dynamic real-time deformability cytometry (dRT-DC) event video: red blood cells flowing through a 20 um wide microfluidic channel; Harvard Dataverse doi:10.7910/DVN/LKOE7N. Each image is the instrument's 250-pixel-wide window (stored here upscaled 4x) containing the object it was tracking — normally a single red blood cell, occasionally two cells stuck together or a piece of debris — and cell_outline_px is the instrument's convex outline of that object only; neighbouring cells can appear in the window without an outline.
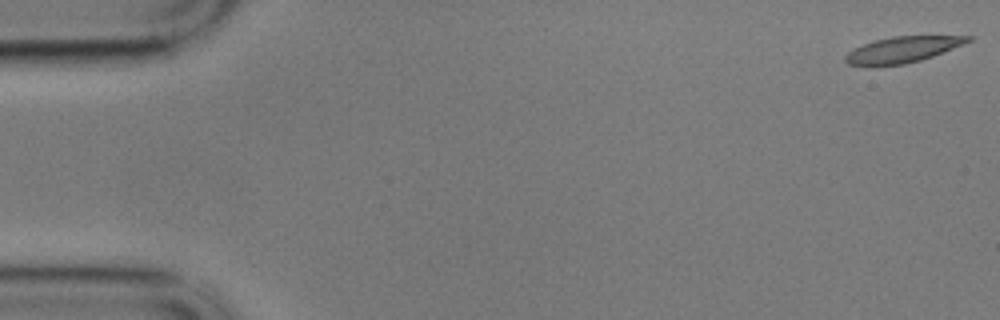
{"species": "common noctule bat (a hibernating species)", "species_latin": "Nyctalus noctula", "temperature_condition": "cold", "stored_images_in_passage": 53, "camera_frame_rate_fps": 3000, "um_per_image_px": 0.085, "animal": {"sex": "male", "body_mass_g": 17.9}, "frame": {"image": 1, "passage_image": 1, "time_ms": 0.0, "image_size_px": [1000, 320], "cell_outline_px": [[972, 40], [932, 56], [920, 60], [904, 64], [872, 68], [868, 68], [848, 64], [844, 60], [844, 56], [848, 52], [864, 44], [876, 40], [892, 36], [972, 36]], "centroid_in_image_um": [76.61, 4.26], "position_along_channel_um": 8.4, "area_um2": 18.67}}
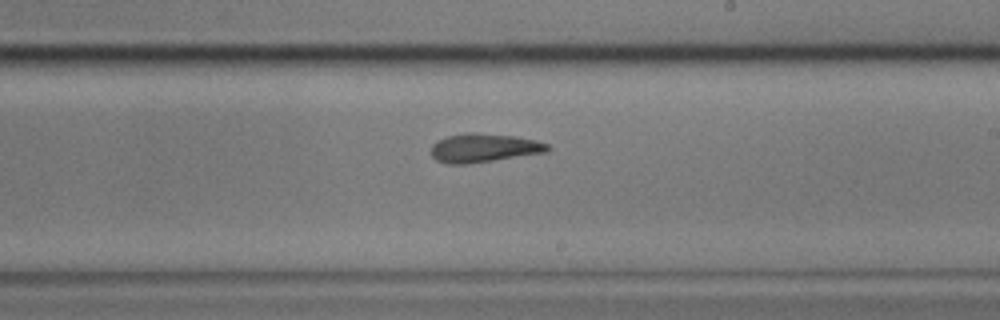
{"frame": {"image": 2, "passage_image": 34, "time_ms": 11.0, "image_size_px": [1000, 320], "cell_outline_px": [[552, 148], [548, 152], [468, 164], [448, 164], [436, 160], [432, 156], [432, 144], [448, 136], [468, 132], [476, 132], [516, 136], [536, 140], [548, 144]], "centroid_in_image_um": [41.17, 12.57], "position_along_channel_um": 247.8, "area_um2": 19.59}}
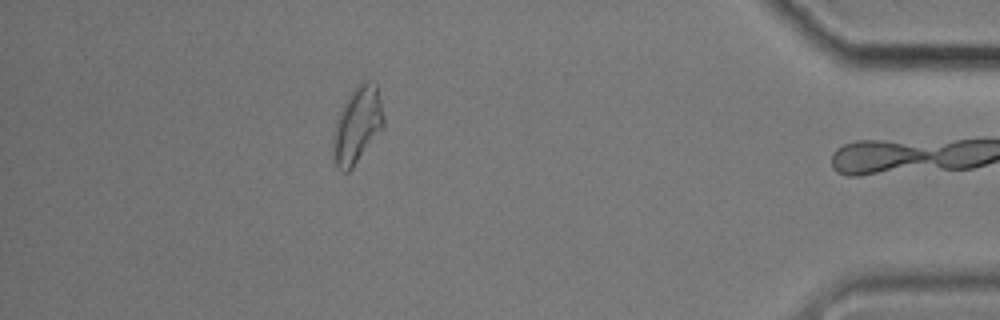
{"frame": {"image": 3, "passage_image": 52, "time_ms": 17.0, "image_size_px": [1000, 320], "cell_outline_px": [[384, 128], [352, 168], [348, 172], [344, 172], [336, 168], [332, 160], [332, 136], [336, 120], [340, 108], [356, 84], [360, 80], [376, 80], [384, 116]], "centroid_in_image_um": [30.35, 10.61], "position_along_channel_um": 404.8, "area_um2": 23.29}, "authors_computed_cell_mechanics": {"area_um2": 19.652, "velocity_mm_per_s": 3.3994, "shape_relaxation_time_tau1_ms": 6.3427, "shape_relaxation_time_tau2_ms": 3.7688, "deformation_change_tau1": 0.1508, "deformation_change_tau2": 0.1208}}